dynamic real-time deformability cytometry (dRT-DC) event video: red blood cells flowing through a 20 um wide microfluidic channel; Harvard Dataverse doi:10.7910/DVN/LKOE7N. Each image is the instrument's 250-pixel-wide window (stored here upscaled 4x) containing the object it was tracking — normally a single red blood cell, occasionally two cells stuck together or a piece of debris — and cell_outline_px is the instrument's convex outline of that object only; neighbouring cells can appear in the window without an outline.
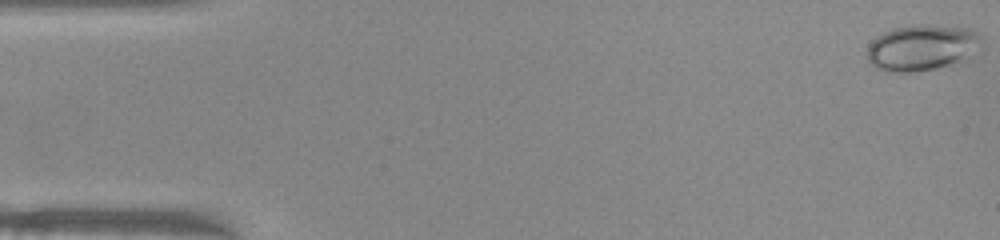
{"species": "common noctule bat (a hibernating species)", "species_latin": "Nyctalus noctula", "temperature_condition": "warm", "stored_images_in_passage": 50, "camera_frame_rate_fps": 3000, "um_per_image_px": 0.085, "animal": {"sex": "female", "body_mass_g": 22.0, "forearm_length_mm": 56.7}, "frame": {"image": 1, "passage_image": 1, "time_ms": 0.0, "image_size_px": [1000, 240], "cell_outline_px": [[984, 44], [960, 60], [936, 68], [912, 72], [888, 72], [876, 68], [868, 60], [868, 44], [876, 36], [892, 28], [916, 24], [932, 24], [968, 28], [976, 32], [984, 40]], "centroid_in_image_um": [78.33, 4.02], "position_along_channel_um": 6.7, "area_um2": 30.63}}
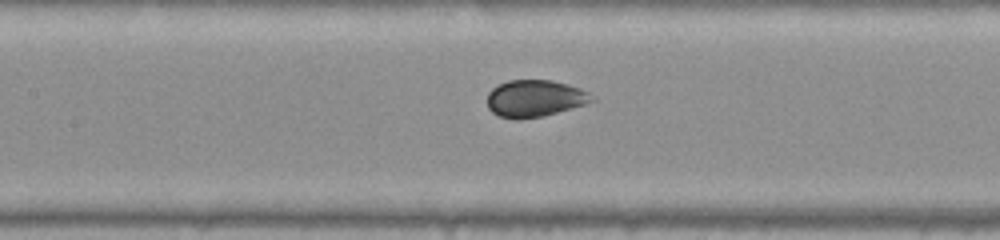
{"frame": {"image": 2, "passage_image": 23, "time_ms": 7.333, "image_size_px": [1000, 240], "cell_outline_px": [[596, 100], [584, 104], [556, 112], [540, 116], [520, 120], [516, 120], [500, 116], [492, 112], [488, 108], [488, 92], [492, 88], [508, 80], [552, 80], [568, 84], [580, 88], [596, 96]], "centroid_in_image_um": [45.46, 8.36], "position_along_channel_um": 161.9, "area_um2": 22.48}}
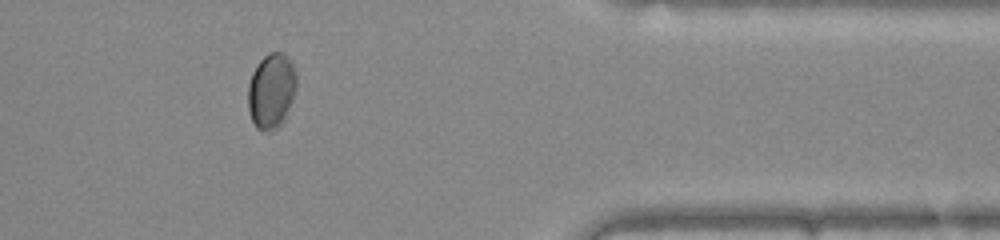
{"frame": {"image": 3, "passage_image": 42, "time_ms": 13.667, "image_size_px": [1000, 240], "cell_outline_px": [[296, 88], [288, 116], [280, 128], [272, 132], [260, 132], [256, 128], [252, 120], [248, 108], [248, 84], [252, 72], [260, 60], [268, 52], [284, 52], [288, 56], [292, 64], [296, 76]], "centroid_in_image_um": [23.08, 7.78], "position_along_channel_um": 388.3, "area_um2": 21.91}}